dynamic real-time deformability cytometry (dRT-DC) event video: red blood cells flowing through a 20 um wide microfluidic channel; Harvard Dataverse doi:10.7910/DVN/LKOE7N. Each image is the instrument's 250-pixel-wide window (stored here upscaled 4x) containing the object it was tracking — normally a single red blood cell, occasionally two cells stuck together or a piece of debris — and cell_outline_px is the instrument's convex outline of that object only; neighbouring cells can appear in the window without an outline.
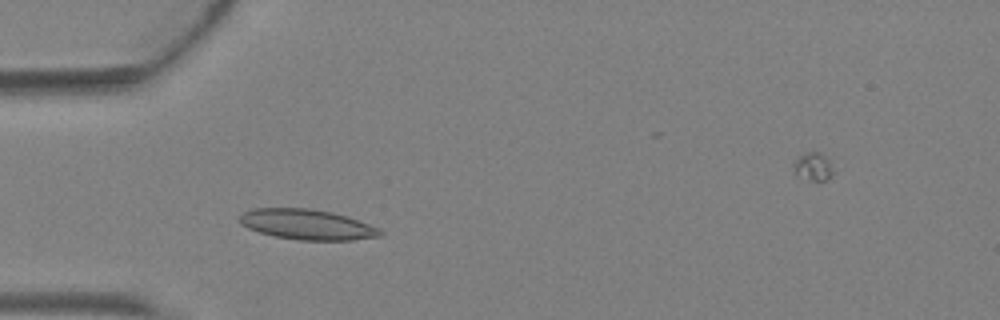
{"species": "Egyptian fruit bat (a non-hibernating species)", "species_latin": "Rousettus aegyptiacus", "temperature_condition": "warm", "stored_images_in_passage": 4, "camera_frame_rate_fps": 3000, "um_per_image_px": 0.085, "animal": {"sex": "female"}, "frame": {"image": 1, "passage_image": 3, "time_ms": 0.667, "image_size_px": [1000, 320], "cell_outline_px": [[384, 232], [380, 236], [352, 240], [300, 240], [276, 236], [260, 232], [248, 228], [240, 224], [240, 216], [244, 212], [256, 208], [312, 208], [332, 212], [380, 228]], "centroid_in_image_um": [26.11, 19.08], "position_along_channel_um": 58.9, "area_um2": 24.57}}